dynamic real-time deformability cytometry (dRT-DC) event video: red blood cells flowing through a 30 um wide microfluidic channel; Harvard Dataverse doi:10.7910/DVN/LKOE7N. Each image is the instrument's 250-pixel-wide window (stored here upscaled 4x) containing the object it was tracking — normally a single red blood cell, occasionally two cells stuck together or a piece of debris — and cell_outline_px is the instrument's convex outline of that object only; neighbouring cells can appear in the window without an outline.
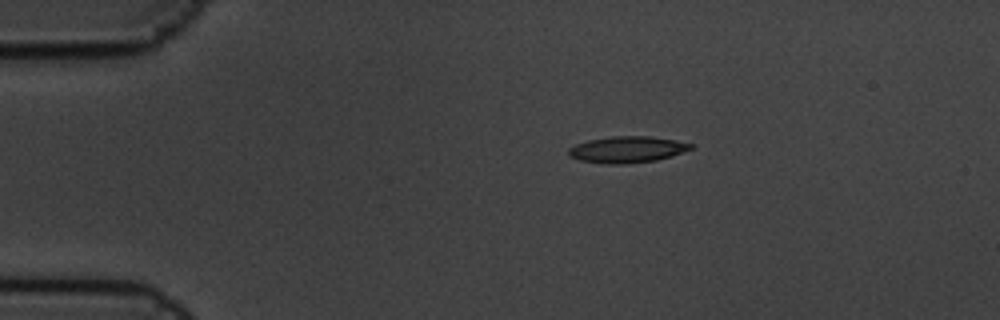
{"species": "common noctule bat (a hibernating species)", "species_latin": "Nyctalus noctula", "temperature_condition": "cold", "stored_images_in_passage": 3, "camera_frame_rate_fps": 3000, "um_per_image_px": 0.085, "animal": {"sex": "male", "body_mass_g": 19.5, "forearm_length_mm": 54.6}, "frame": {"image": 1, "passage_image": 3, "time_ms": 0.667, "image_size_px": [1000, 320], "cell_outline_px": [[696, 144], [692, 148], [672, 156], [656, 160], [628, 164], [608, 164], [580, 160], [568, 156], [568, 148], [576, 144], [588, 140], [612, 136], [648, 136]], "centroid_in_image_um": [53.29, 12.71], "position_along_channel_um": 31.7, "area_um2": 18.79}}